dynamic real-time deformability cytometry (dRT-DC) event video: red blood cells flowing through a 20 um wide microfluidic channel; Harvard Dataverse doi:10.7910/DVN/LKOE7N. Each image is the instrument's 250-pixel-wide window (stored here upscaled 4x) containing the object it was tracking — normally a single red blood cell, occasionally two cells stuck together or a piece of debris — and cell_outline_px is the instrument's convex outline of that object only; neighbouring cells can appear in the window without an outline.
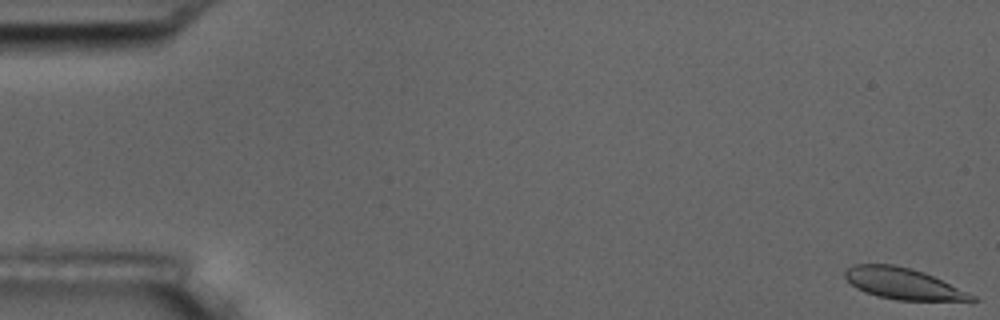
{"species": "common noctule bat (a hibernating species)", "species_latin": "Nyctalus noctula", "temperature_condition": "room temperature", "stored_images_in_passage": 57, "camera_frame_rate_fps": 3000, "um_per_image_px": 0.085, "animal": {"sex": "male", "body_mass_g": 17.5, "forearm_length_mm": 52.3}, "frame": {"image": 1, "passage_image": 1, "time_ms": 0.0, "image_size_px": [1000, 320], "cell_outline_px": [[980, 300], [972, 304], [896, 300], [876, 296], [864, 292], [856, 288], [844, 276], [844, 272], [852, 264], [892, 264], [912, 268], [924, 272], [976, 296]], "centroid_in_image_um": [76.91, 24.17], "position_along_channel_um": 8.1, "area_um2": 24.1}}
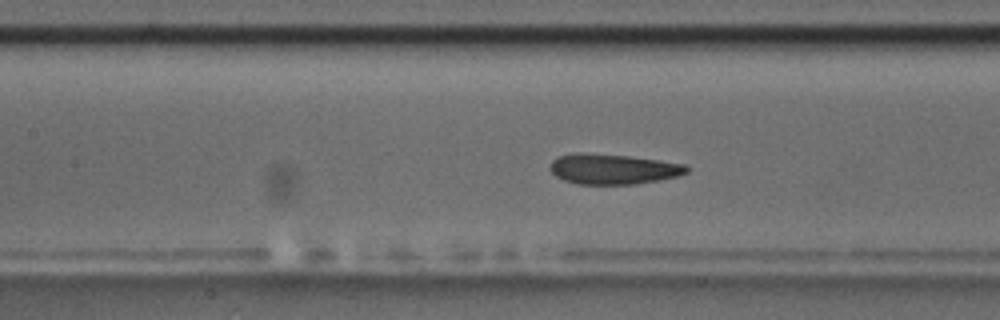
{"frame": {"image": 2, "passage_image": 26, "time_ms": 8.333, "image_size_px": [1000, 320], "cell_outline_px": [[688, 172], [676, 176], [660, 180], [636, 184], [576, 184], [564, 180], [556, 176], [548, 168], [552, 160], [556, 156], [576, 152], [580, 152], [628, 156], [688, 164]], "centroid_in_image_um": [52.08, 14.36], "position_along_channel_um": 155.3, "area_um2": 24.28}}
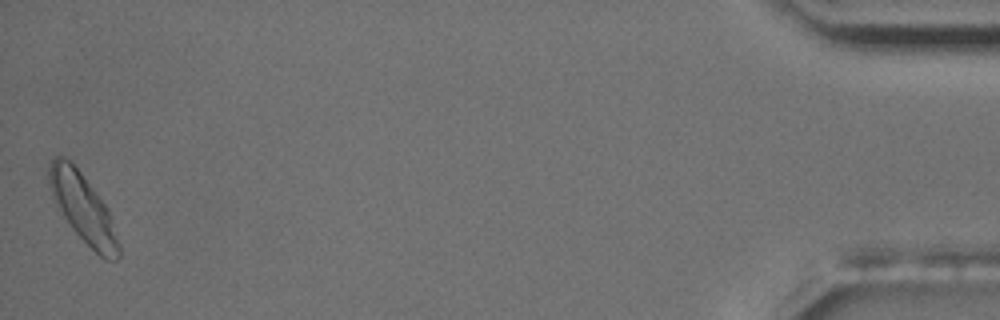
{"frame": {"image": 3, "passage_image": 57, "time_ms": 18.667, "image_size_px": [1000, 320], "cell_outline_px": [[120, 256], [116, 260], [104, 260], [72, 228], [56, 204], [52, 196], [48, 180], [48, 168], [52, 160], [56, 156], [64, 156], [72, 160], [108, 208], [120, 244]], "centroid_in_image_um": [7.07, 17.66], "position_along_channel_um": 428.1, "area_um2": 27.69}, "authors_computed_cell_mechanics": {"area_um2": 24.2182, "velocity_mm_per_s": 3.5255, "shape_relaxation_time_tau1_ms": 5.1933, "shape_relaxation_time_tau2_ms": 1.0234, "deformation_change_tau1": 0.1199, "deformation_change_tau2": 0.0684}}